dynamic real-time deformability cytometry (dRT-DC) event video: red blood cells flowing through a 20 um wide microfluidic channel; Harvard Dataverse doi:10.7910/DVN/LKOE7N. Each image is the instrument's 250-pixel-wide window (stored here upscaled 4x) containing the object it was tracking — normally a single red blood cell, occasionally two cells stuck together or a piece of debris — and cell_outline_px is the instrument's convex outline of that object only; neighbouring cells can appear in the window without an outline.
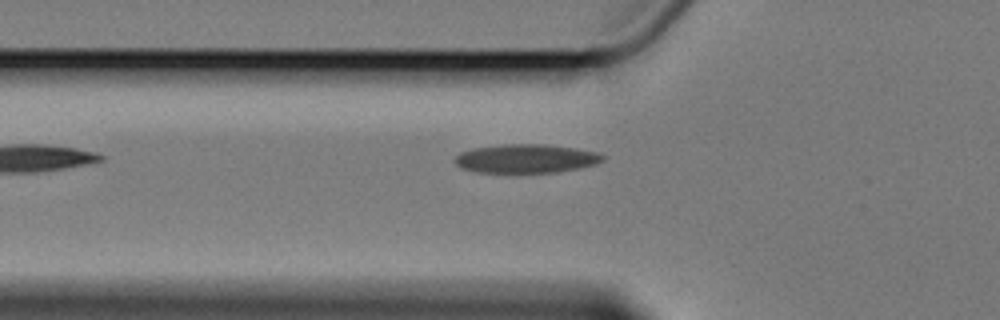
{"species": "Egyptian fruit bat (a non-hibernating species)", "species_latin": "Rousettus aegyptiacus", "temperature_condition": "cold", "stored_images_in_passage": 6, "camera_frame_rate_fps": 3000, "um_per_image_px": 0.085, "animal": {"sex": "female"}, "frame": {"image": 1, "passage_image": 6, "time_ms": 6.0, "image_size_px": [1000, 320], "cell_outline_px": [[604, 160], [596, 164], [556, 172], [476, 172], [460, 168], [452, 160], [460, 152], [472, 148], [500, 144], [544, 144], [576, 148], [600, 152], [604, 156]], "centroid_in_image_um": [44.68, 13.47], "position_along_channel_um": 81.1, "area_um2": 24.91}}